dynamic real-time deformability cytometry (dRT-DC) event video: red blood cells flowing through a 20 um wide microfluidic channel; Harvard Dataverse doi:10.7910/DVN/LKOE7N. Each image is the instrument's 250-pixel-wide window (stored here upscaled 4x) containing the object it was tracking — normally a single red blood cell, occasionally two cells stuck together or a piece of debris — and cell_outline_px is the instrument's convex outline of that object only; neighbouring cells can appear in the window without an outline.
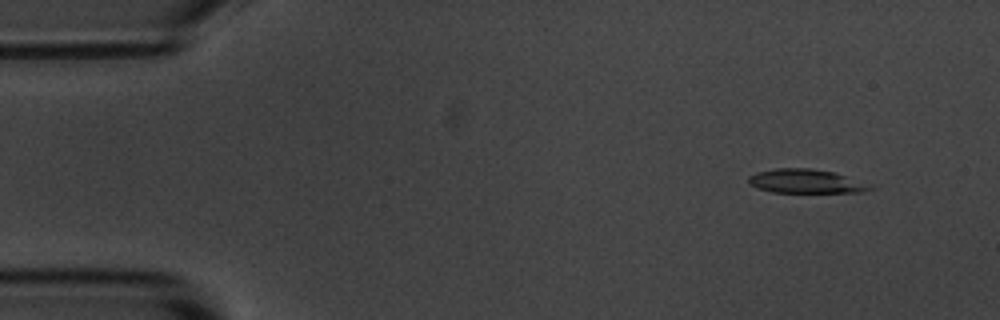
{"species": "common noctule bat (a hibernating species)", "species_latin": "Nyctalus noctula", "temperature_condition": "room temperature", "stored_images_in_passage": 5, "segment_of_instrument_passage": [1, 2], "camera_frame_rate_fps": 3000, "um_per_image_px": 0.085, "animal": {"sex": "male", "body_mass_g": 20.1, "forearm_length_mm": 53.5}, "frame": {"image": 1, "passage_image": 1, "time_ms": 0.0, "image_size_px": [1000, 320], "cell_outline_px": [[876, 188], [860, 192], [772, 192], [756, 188], [748, 184], [748, 176], [756, 172], [776, 168], [812, 168], [836, 172]], "centroid_in_image_um": [68.42, 15.4], "position_along_channel_um": 16.6, "area_um2": 16.94}}